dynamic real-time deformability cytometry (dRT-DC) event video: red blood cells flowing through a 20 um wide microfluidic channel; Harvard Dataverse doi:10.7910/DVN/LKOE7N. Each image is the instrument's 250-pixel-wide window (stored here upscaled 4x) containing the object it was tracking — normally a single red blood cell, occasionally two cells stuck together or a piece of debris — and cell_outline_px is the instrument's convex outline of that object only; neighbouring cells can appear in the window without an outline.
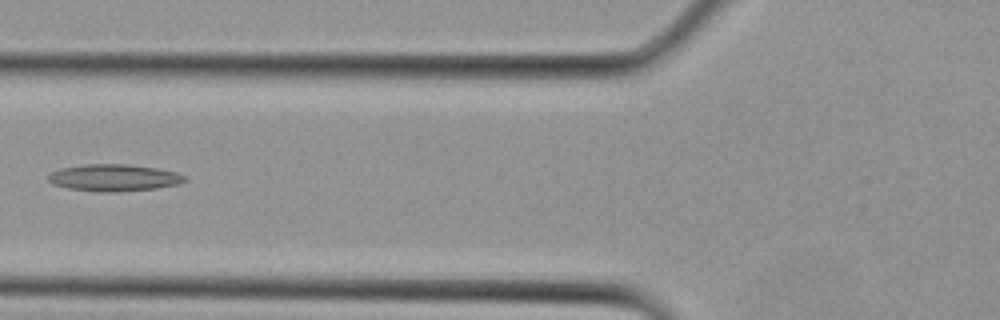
{"species": "Egyptian fruit bat (a non-hibernating species)", "species_latin": "Rousettus aegyptiacus", "temperature_condition": "cold", "stored_images_in_passage": 6, "camera_frame_rate_fps": 3000, "um_per_image_px": 0.085, "animal": {"sex": "female"}, "frame": {"image": 1, "passage_image": 3, "time_ms": 0.667, "image_size_px": [1000, 320], "cell_outline_px": [[188, 180], [176, 184], [156, 188], [116, 192], [100, 192], [68, 188], [52, 184], [48, 180], [48, 176], [52, 172], [60, 168], [84, 164], [128, 164], [156, 168], [176, 172], [184, 176]], "centroid_in_image_um": [9.66, 15.1], "position_along_channel_um": 116.1, "area_um2": 21.33}}
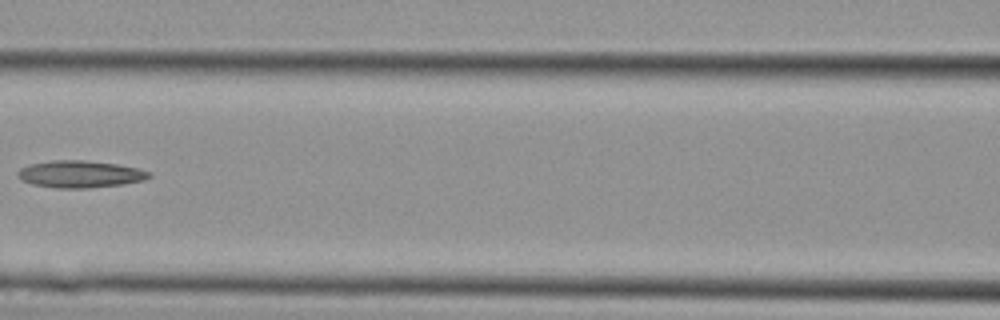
{"frame": {"image": 2, "passage_image": 5, "time_ms": 1.333, "image_size_px": [1000, 320], "cell_outline_px": [[152, 176], [144, 180], [120, 184], [88, 188], [56, 188], [32, 184], [20, 180], [16, 176], [16, 172], [20, 168], [32, 164], [56, 160], [84, 160], [116, 164], [136, 168], [152, 172]], "centroid_in_image_um": [6.78, 14.8], "position_along_channel_um": 159.8, "area_um2": 20.63}}